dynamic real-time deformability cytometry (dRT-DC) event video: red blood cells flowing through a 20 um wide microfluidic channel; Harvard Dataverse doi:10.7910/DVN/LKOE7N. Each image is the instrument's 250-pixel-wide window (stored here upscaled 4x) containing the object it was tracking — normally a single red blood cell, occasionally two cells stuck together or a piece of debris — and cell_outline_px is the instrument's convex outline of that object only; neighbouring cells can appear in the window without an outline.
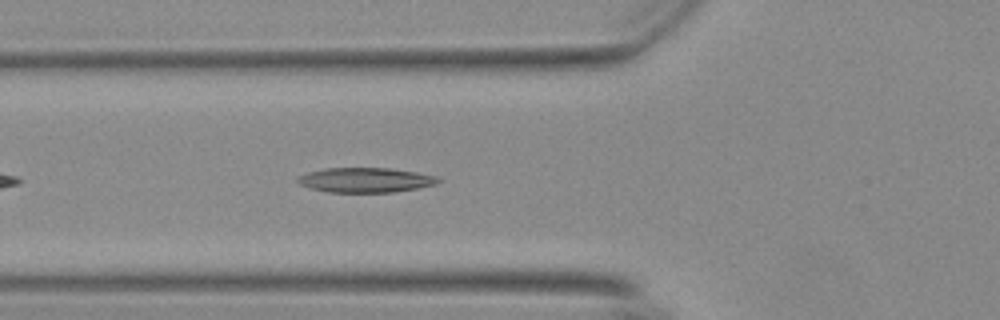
{"species": "Egyptian fruit bat (a non-hibernating species)", "species_latin": "Rousettus aegyptiacus", "temperature_condition": "warm", "stored_images_in_passage": 41, "camera_frame_rate_fps": 3000, "um_per_image_px": 0.085, "animal": {"sex": "female"}, "frame": {"image": 1, "passage_image": 6, "time_ms": 1.667, "image_size_px": [1000, 320], "cell_outline_px": [[444, 180], [436, 184], [416, 188], [392, 192], [328, 192], [312, 188], [300, 184], [296, 180], [300, 176], [308, 172], [324, 168], [388, 168], [416, 172], [436, 176]], "centroid_in_image_um": [31.09, 15.3], "position_along_channel_um": 94.7, "area_um2": 20.11}}
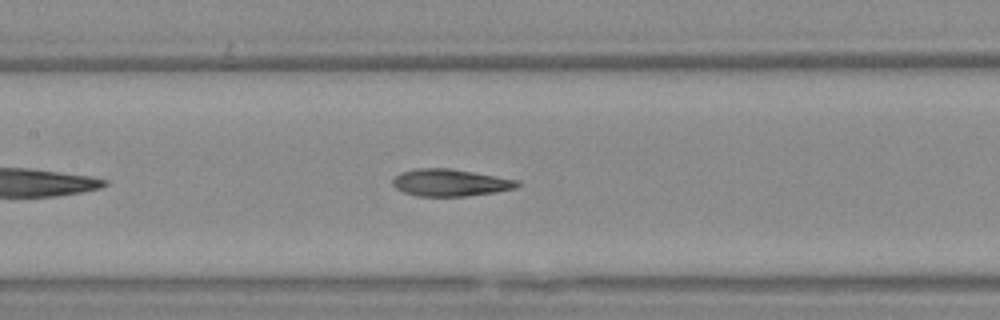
{"frame": {"image": 2, "passage_image": 12, "time_ms": 3.667, "image_size_px": [1000, 320], "cell_outline_px": [[520, 184], [516, 188], [496, 192], [468, 196], [416, 196], [404, 192], [396, 188], [392, 184], [392, 180], [400, 172], [416, 168], [448, 168], [472, 172], [516, 180]], "centroid_in_image_um": [38.23, 15.53], "position_along_channel_um": 169.2, "area_um2": 19.54}}
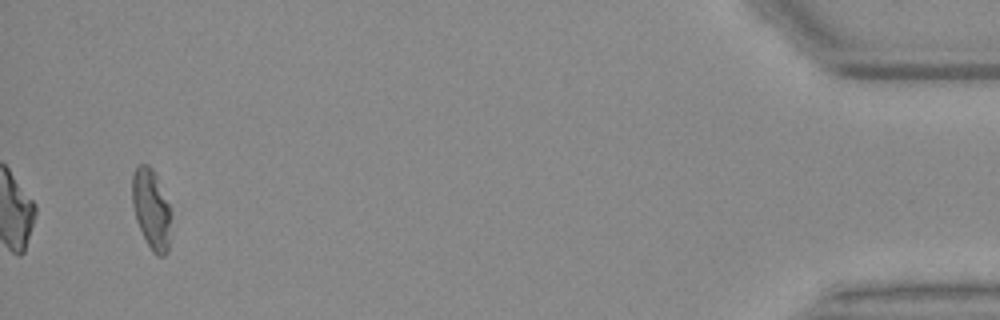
{"frame": {"image": 3, "passage_image": 39, "time_ms": 12.667, "image_size_px": [1000, 320], "cell_outline_px": [[172, 216], [168, 252], [164, 256], [156, 256], [152, 252], [136, 220], [132, 204], [132, 176], [136, 168], [140, 164], [148, 164], [152, 168], [156, 176], [172, 212]], "centroid_in_image_um": [12.88, 17.81], "position_along_channel_um": 422.3, "area_um2": 18.21}, "authors_computed_cell_mechanics": {"area_um2": 19.652, "velocity_mm_per_s": 3.6898, "shape_relaxation_time_tau1_ms": 7.0302, "shape_relaxation_time_tau2_ms": 2.1584, "deformation_change_tau1": 0.2079, "deformation_change_tau2": 0.112}}